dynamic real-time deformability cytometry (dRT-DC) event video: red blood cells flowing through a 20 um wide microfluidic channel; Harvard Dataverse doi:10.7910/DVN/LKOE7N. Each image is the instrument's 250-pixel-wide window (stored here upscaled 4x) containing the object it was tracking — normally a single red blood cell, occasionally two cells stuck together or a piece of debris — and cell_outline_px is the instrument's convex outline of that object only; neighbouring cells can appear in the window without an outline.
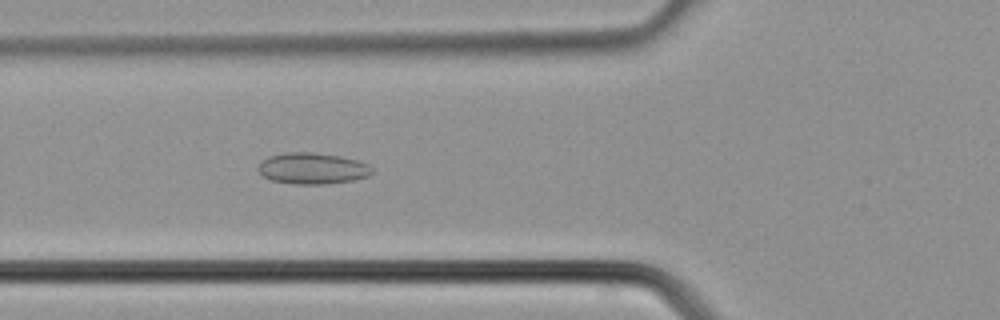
{"species": "common noctule bat (a hibernating species)", "species_latin": "Nyctalus noctula", "temperature_condition": "cold", "stored_images_in_passage": 31, "camera_frame_rate_fps": 3000, "um_per_image_px": 0.085, "animal": {"sex": "male", "body_mass_g": 21.5, "forearm_length_mm": 52.0}, "frame": {"image": 1, "passage_image": 8, "time_ms": 2.333, "image_size_px": [1000, 320], "cell_outline_px": [[372, 172], [368, 176], [352, 180], [328, 184], [296, 184], [272, 180], [264, 176], [256, 168], [260, 160], [268, 156], [284, 152], [312, 152], [340, 156], [356, 160], [368, 164], [372, 168]], "centroid_in_image_um": [26.52, 14.3], "position_along_channel_um": 99.3, "area_um2": 20.81}}
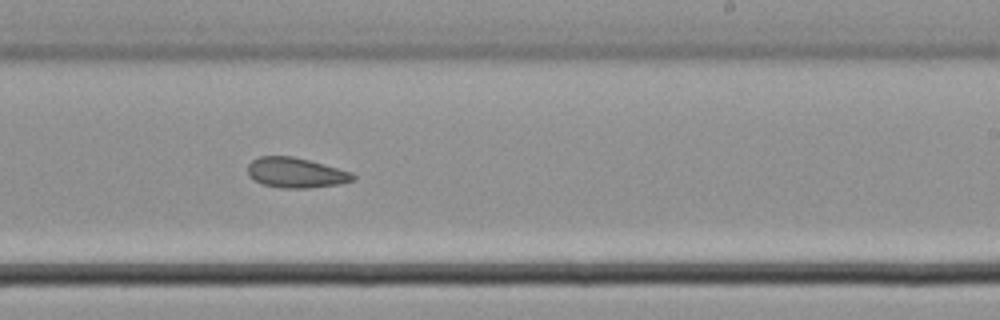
{"frame": {"image": 2, "passage_image": 17, "time_ms": 5.333, "image_size_px": [1000, 320], "cell_outline_px": [[356, 176], [352, 180], [340, 184], [308, 188], [280, 188], [264, 184], [248, 176], [248, 164], [252, 160], [260, 156], [292, 156], [308, 160], [352, 172]], "centroid_in_image_um": [25.13, 14.68], "position_along_channel_um": 263.9, "area_um2": 18.32}}
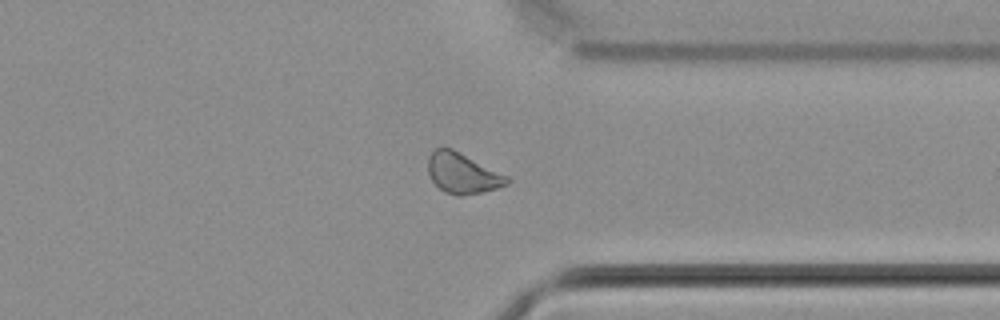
{"frame": {"image": 3, "passage_image": 23, "time_ms": 7.333, "image_size_px": [1000, 320], "cell_outline_px": [[512, 180], [508, 184], [496, 188], [480, 192], [460, 196], [456, 196], [444, 192], [432, 180], [428, 172], [428, 156], [436, 148], [452, 148], [508, 176]], "centroid_in_image_um": [39.32, 14.73], "position_along_channel_um": 372.1, "area_um2": 18.5}}